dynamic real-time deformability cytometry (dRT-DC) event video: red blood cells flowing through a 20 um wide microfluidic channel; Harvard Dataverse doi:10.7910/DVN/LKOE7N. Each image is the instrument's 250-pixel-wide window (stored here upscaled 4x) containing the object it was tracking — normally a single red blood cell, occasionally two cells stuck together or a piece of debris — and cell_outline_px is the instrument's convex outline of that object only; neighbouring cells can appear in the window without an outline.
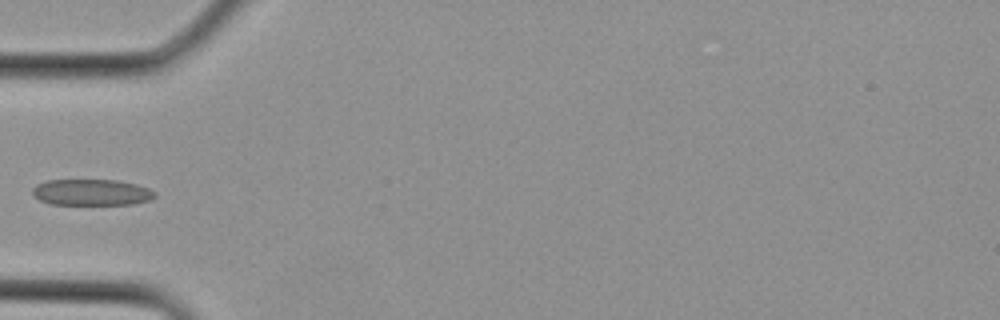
{"species": "Egyptian fruit bat (a non-hibernating species)", "species_latin": "Rousettus aegyptiacus", "temperature_condition": "cold", "stored_images_in_passage": 3, "camera_frame_rate_fps": 3000, "um_per_image_px": 0.085, "animal": {"sex": "female"}, "frame": {"image": 1, "passage_image": 3, "time_ms": 0.667, "image_size_px": [1000, 320], "cell_outline_px": [[156, 196], [148, 200], [132, 204], [48, 204], [32, 196], [32, 188], [36, 184], [44, 180], [116, 180], [136, 184], [148, 188], [156, 192]], "centroid_in_image_um": [7.73, 16.34], "position_along_channel_um": 77.3, "area_um2": 18.79}}